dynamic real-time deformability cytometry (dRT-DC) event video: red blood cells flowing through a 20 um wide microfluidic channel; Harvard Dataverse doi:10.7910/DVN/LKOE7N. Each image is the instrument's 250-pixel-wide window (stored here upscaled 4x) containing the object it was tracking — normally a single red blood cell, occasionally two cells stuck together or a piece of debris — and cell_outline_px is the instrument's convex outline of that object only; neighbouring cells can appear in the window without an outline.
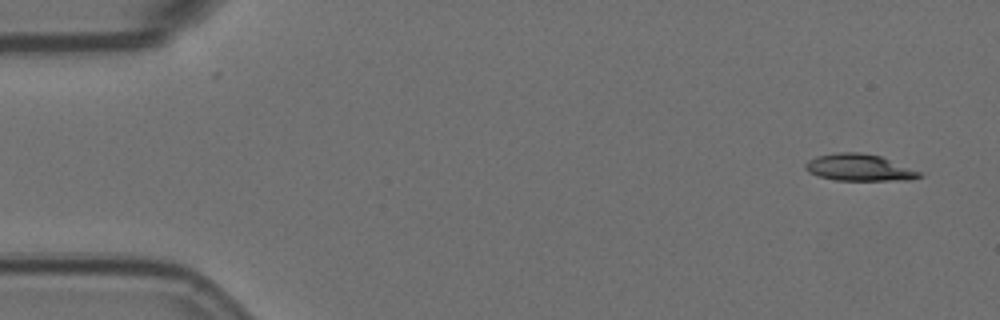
{"species": "Egyptian fruit bat (a non-hibernating species)", "species_latin": "Rousettus aegyptiacus", "temperature_condition": "room temperature", "stored_images_in_passage": 6, "camera_frame_rate_fps": 3000, "um_per_image_px": 0.085, "animal": {"sex": "female"}, "frame": {"image": 1, "passage_image": 1, "time_ms": 0.0, "image_size_px": [1000, 320], "cell_outline_px": [[924, 176], [908, 180], [836, 180], [820, 176], [808, 172], [804, 168], [804, 164], [808, 160], [816, 156], [836, 152], [860, 152], [880, 156], [920, 172]], "centroid_in_image_um": [72.99, 14.24], "position_along_channel_um": 12.0, "area_um2": 17.69}}
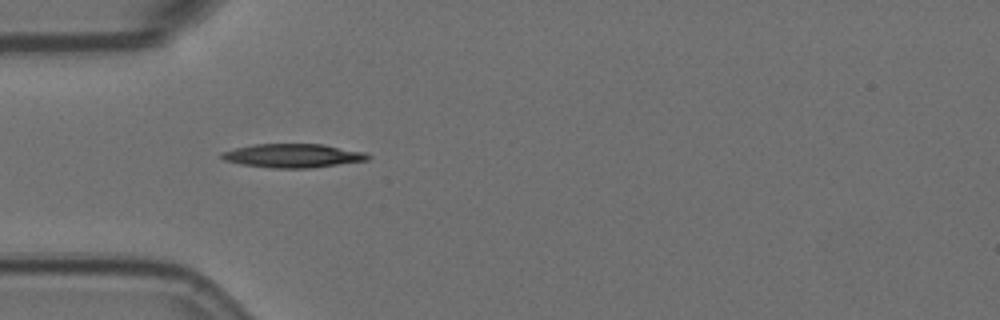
{"frame": {"image": 2, "passage_image": 5, "time_ms": 1.333, "image_size_px": [1000, 320], "cell_outline_px": [[372, 156], [368, 160], [312, 168], [272, 168], [240, 164], [224, 160], [220, 156], [220, 152], [252, 144], [324, 144], [364, 152]], "centroid_in_image_um": [24.89, 13.23], "position_along_channel_um": 60.1, "area_um2": 20.35}}
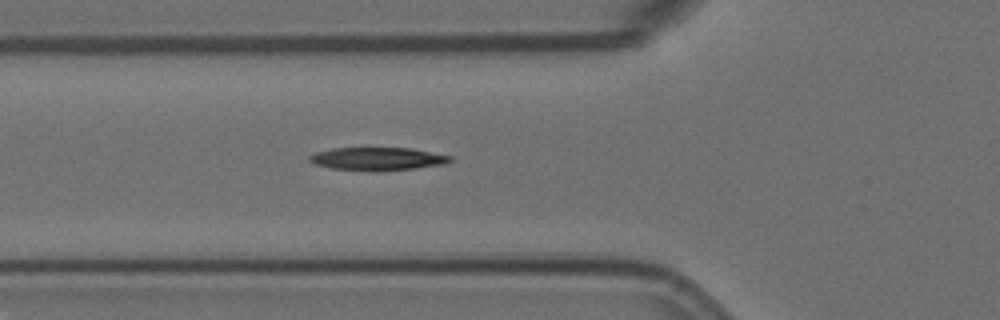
{"frame": {"image": 3, "passage_image": 6, "time_ms": 1.667, "image_size_px": [1000, 320], "cell_outline_px": [[452, 160], [444, 164], [416, 168], [380, 172], [376, 172], [332, 168], [316, 164], [308, 160], [308, 156], [316, 152], [332, 148], [408, 148], [452, 156]], "centroid_in_image_um": [32.08, 13.51], "position_along_channel_um": 93.7, "area_um2": 18.9}}